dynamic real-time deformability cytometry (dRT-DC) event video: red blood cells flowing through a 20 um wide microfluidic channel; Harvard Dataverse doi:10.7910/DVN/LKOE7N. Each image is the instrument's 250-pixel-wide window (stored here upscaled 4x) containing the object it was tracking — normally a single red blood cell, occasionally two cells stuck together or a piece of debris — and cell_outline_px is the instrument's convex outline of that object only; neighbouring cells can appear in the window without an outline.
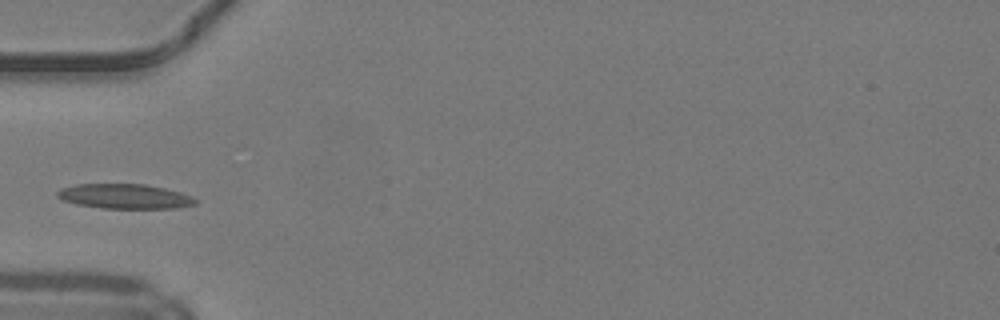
{"species": "common noctule bat (a hibernating species)", "species_latin": "Nyctalus noctula", "temperature_condition": "warm", "stored_images_in_passage": 32, "camera_frame_rate_fps": 3000, "um_per_image_px": 0.085, "animal": {"sex": "male", "body_mass_g": 19.2, "forearm_length_mm": 51.8}, "frame": {"image": 1, "passage_image": 1, "time_ms": 0.0, "image_size_px": [1000, 320], "cell_outline_px": [[196, 204], [176, 208], [100, 208], [76, 204], [64, 200], [56, 196], [56, 192], [60, 188], [76, 184], [144, 184], [164, 188], [180, 192], [192, 196], [196, 200]], "centroid_in_image_um": [10.57, 16.69], "position_along_channel_um": 74.4, "area_um2": 19.88}}
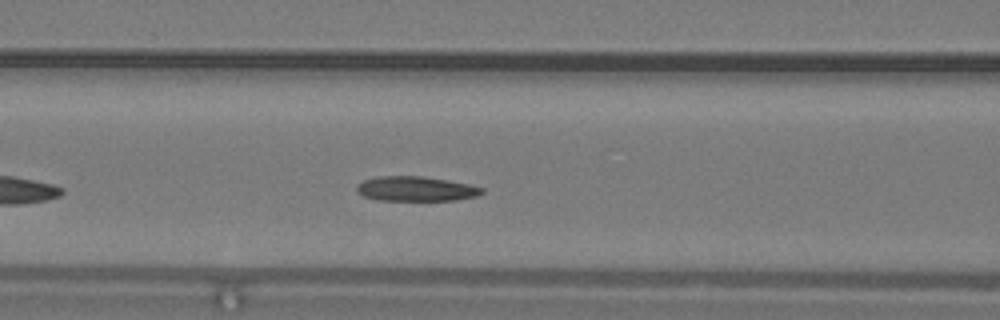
{"frame": {"image": 2, "passage_image": 5, "time_ms": 1.333, "image_size_px": [1000, 320], "cell_outline_px": [[484, 192], [476, 196], [456, 200], [376, 200], [364, 196], [356, 188], [356, 184], [364, 180], [376, 176], [420, 176], [448, 180], [468, 184], [484, 188]], "centroid_in_image_um": [35.35, 16.04], "position_along_channel_um": 131.3, "area_um2": 17.98}}
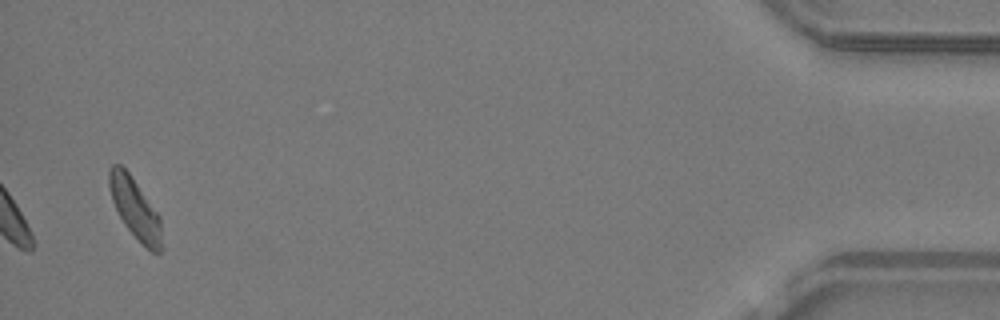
{"frame": {"image": 3, "passage_image": 32, "time_ms": 10.333, "image_size_px": [1000, 320], "cell_outline_px": [[164, 248], [160, 252], [152, 252], [124, 224], [112, 200], [108, 188], [108, 168], [112, 164], [120, 164], [128, 172], [160, 216]], "centroid_in_image_um": [11.49, 17.71], "position_along_channel_um": 423.7, "area_um2": 18.38}}